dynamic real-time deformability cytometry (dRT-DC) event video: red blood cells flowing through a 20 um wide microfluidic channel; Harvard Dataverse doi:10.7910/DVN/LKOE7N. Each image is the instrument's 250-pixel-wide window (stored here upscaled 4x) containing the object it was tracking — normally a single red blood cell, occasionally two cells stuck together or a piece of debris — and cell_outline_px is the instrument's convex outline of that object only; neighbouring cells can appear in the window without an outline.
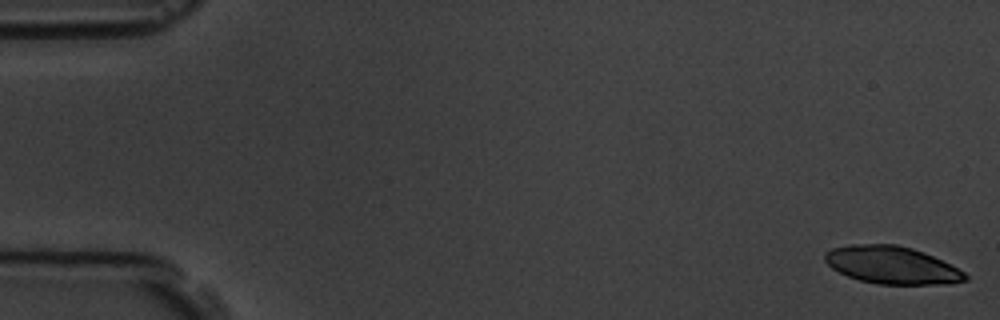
{"species": "common noctule bat (a hibernating species)", "species_latin": "Nyctalus noctula", "temperature_condition": "room temperature", "stored_images_in_passage": 7, "camera_frame_rate_fps": 3000, "um_per_image_px": 0.085, "animal": {"sex": "male", "body_mass_g": 19.5, "forearm_length_mm": 54.6}, "frame": {"image": 1, "passage_image": 1, "time_ms": 0.0, "image_size_px": [1000, 320], "cell_outline_px": [[968, 280], [948, 284], [880, 284], [860, 280], [848, 276], [832, 268], [824, 260], [824, 252], [832, 248], [852, 244], [896, 244], [912, 248], [924, 252], [964, 272], [968, 276]], "centroid_in_image_um": [75.79, 22.53], "position_along_channel_um": 9.2, "area_um2": 30.52}}